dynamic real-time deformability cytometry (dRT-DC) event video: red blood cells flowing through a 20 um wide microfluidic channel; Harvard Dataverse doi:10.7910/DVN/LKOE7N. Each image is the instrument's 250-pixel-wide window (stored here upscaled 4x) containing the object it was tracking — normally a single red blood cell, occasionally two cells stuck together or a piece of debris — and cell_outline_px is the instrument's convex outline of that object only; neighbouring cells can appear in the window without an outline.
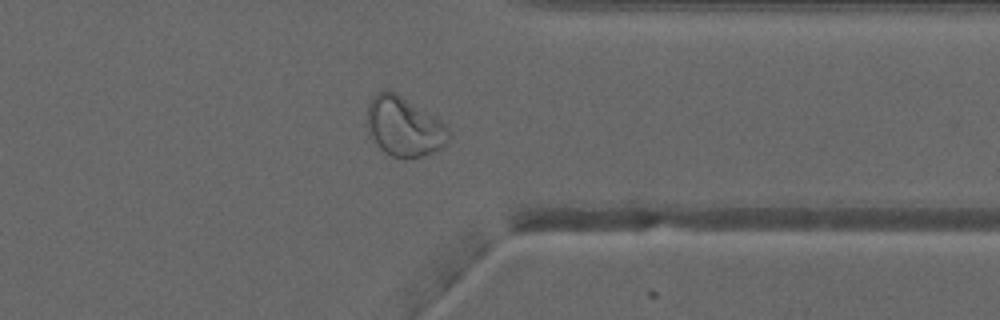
{"species": "common noctule bat (a hibernating species)", "species_latin": "Nyctalus noctula", "temperature_condition": "warm", "stored_images_in_passage": 51, "camera_frame_rate_fps": 3000, "um_per_image_px": 0.085, "animal": {"sex": "male", "forearm_length_mm": 52.5}, "frame": {"image": 1, "passage_image": 41, "time_ms": 13.333, "image_size_px": [1000, 320], "cell_outline_px": [[448, 144], [432, 152], [420, 156], [392, 156], [384, 152], [368, 136], [364, 124], [368, 104], [372, 96], [380, 92], [396, 92], [440, 120], [448, 128]], "centroid_in_image_um": [34.27, 10.75], "position_along_channel_um": 377.1, "area_um2": 28.21}}
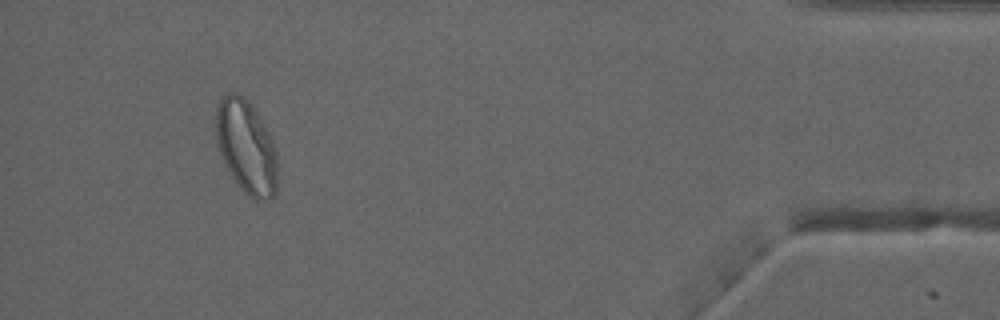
{"frame": {"image": 2, "passage_image": 48, "time_ms": 15.667, "image_size_px": [1000, 320], "cell_outline_px": [[276, 192], [272, 196], [264, 200], [256, 200], [248, 196], [240, 188], [232, 176], [216, 144], [216, 104], [220, 96], [224, 92], [236, 92], [244, 96], [248, 100], [256, 112], [276, 152]], "centroid_in_image_um": [20.88, 12.44], "position_along_channel_um": 414.3, "area_um2": 33.12}}